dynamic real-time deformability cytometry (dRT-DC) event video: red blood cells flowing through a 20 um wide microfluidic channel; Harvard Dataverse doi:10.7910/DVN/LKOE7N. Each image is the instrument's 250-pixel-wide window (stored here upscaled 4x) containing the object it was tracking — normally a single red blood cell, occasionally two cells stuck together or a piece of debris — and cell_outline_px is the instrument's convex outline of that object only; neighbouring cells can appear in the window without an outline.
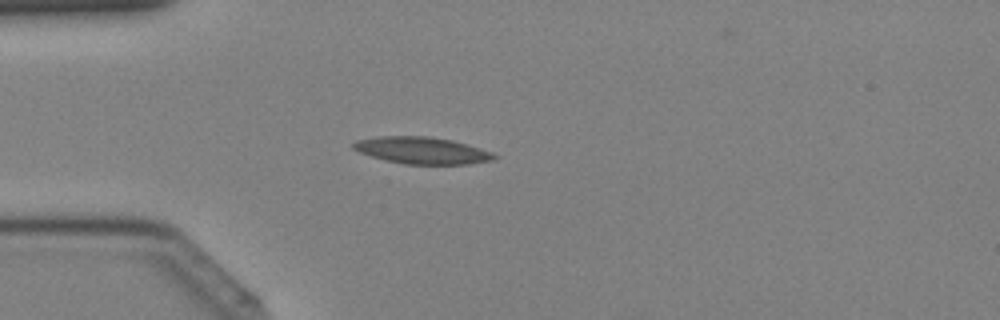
{"species": "Egyptian fruit bat (a non-hibernating species)", "species_latin": "Rousettus aegyptiacus", "temperature_condition": "cold", "stored_images_in_passage": 10, "camera_frame_rate_fps": 3000, "um_per_image_px": 0.085, "animal": {"sex": "female"}, "frame": {"image": 1, "passage_image": 6, "time_ms": 1.667, "image_size_px": [1000, 320], "cell_outline_px": [[500, 156], [492, 160], [468, 164], [404, 164], [372, 156], [360, 152], [352, 148], [352, 144], [356, 140], [376, 136], [428, 136], [452, 140], [480, 148], [492, 152]], "centroid_in_image_um": [35.88, 12.78], "position_along_channel_um": 49.1, "area_um2": 21.96}}
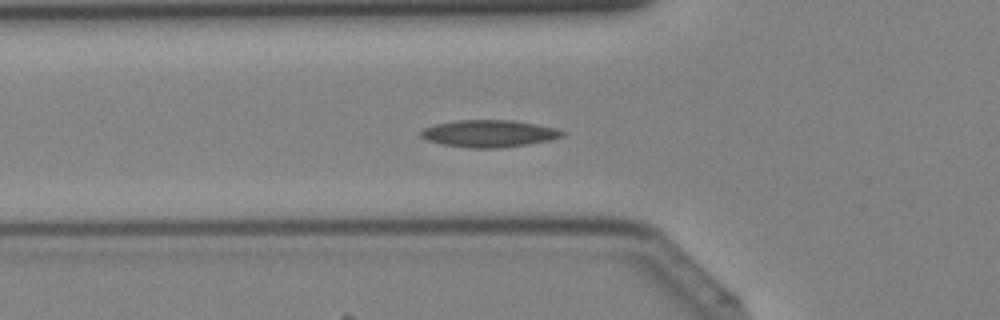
{"frame": {"image": 2, "passage_image": 9, "time_ms": 2.667, "image_size_px": [1000, 320], "cell_outline_px": [[564, 136], [548, 140], [528, 144], [500, 148], [472, 148], [440, 144], [428, 140], [420, 136], [420, 132], [424, 128], [436, 124], [456, 120], [512, 120], [536, 124], [556, 128], [564, 132]], "centroid_in_image_um": [41.55, 11.35], "position_along_channel_um": 84.2, "area_um2": 22.25}}